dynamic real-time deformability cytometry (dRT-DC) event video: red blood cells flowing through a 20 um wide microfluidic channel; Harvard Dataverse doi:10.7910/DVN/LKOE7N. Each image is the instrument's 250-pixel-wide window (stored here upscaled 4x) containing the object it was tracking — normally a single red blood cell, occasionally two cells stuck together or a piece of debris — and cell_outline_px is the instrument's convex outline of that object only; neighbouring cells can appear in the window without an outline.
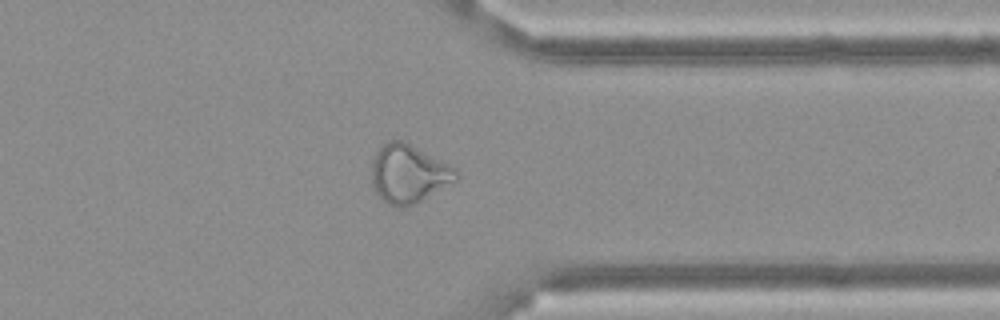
{"species": "Egyptian fruit bat (a non-hibernating species)", "species_latin": "Rousettus aegyptiacus", "temperature_condition": "cold", "stored_images_in_passage": 58, "camera_frame_rate_fps": 3000, "um_per_image_px": 0.085, "frame": {"image": 1, "passage_image": 46, "time_ms": 15.0, "image_size_px": [1000, 320], "cell_outline_px": [[460, 176], [456, 180], [420, 200], [404, 208], [400, 208], [388, 204], [372, 188], [372, 160], [376, 152], [384, 144], [392, 140], [400, 140], [456, 168]], "centroid_in_image_um": [34.7, 14.79], "position_along_channel_um": 376.7, "area_um2": 28.03}}
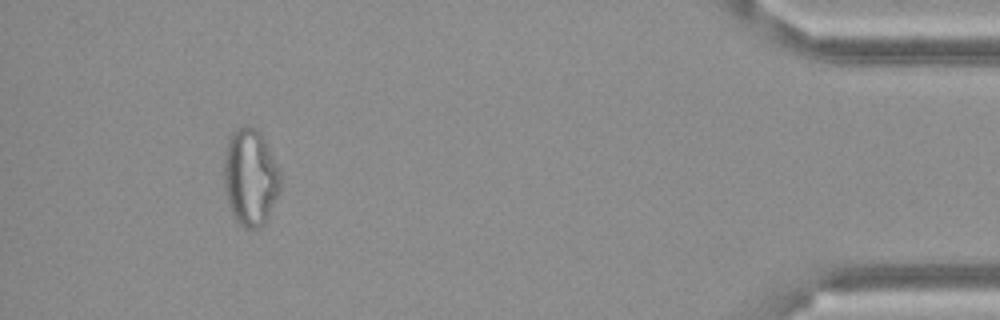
{"frame": {"image": 2, "passage_image": 54, "time_ms": 17.667, "image_size_px": [1000, 320], "cell_outline_px": [[280, 188], [264, 224], [256, 228], [244, 228], [236, 220], [228, 204], [224, 192], [224, 156], [228, 140], [232, 132], [236, 128], [256, 128], [260, 132], [280, 172]], "centroid_in_image_um": [21.25, 15.08], "position_along_channel_um": 414.0, "area_um2": 31.39}}